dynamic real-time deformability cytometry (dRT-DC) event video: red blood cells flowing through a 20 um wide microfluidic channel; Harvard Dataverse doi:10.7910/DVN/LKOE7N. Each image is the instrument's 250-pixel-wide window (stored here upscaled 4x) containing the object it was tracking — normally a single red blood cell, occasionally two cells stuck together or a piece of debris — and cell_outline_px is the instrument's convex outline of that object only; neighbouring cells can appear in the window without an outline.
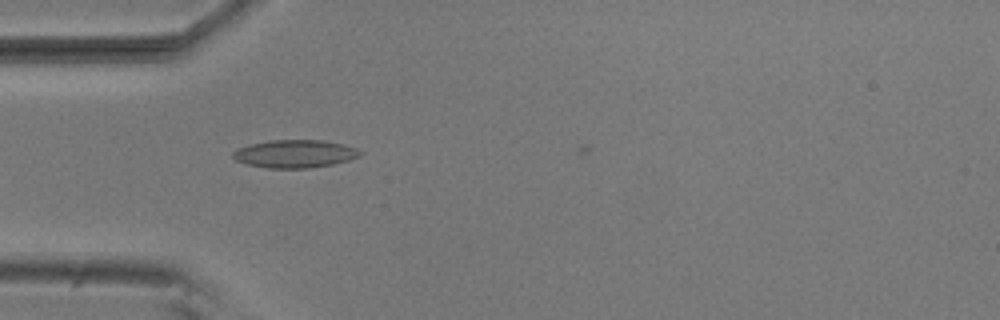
{"species": "common noctule bat (a hibernating species)", "species_latin": "Nyctalus noctula", "temperature_condition": "room temperature", "stored_images_in_passage": 1, "camera_frame_rate_fps": 3000, "um_per_image_px": 0.085, "animal": {"sex": "male", "body_mass_g": 20.5, "forearm_length_mm": 52.5}, "frame": {"image": 1, "passage_image": 1, "time_ms": 0.0, "image_size_px": [1000, 320], "cell_outline_px": [[364, 152], [360, 156], [348, 160], [332, 164], [308, 168], [268, 168], [248, 164], [236, 160], [232, 156], [232, 152], [248, 144], [268, 140], [324, 140], [344, 144], [356, 148]], "centroid_in_image_um": [25.08, 13.06], "position_along_channel_um": 59.9, "area_um2": 20.69}}